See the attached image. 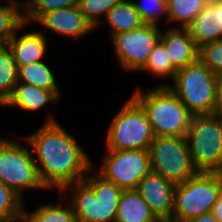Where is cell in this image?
Segmentation results:
<instances>
[{
	"mask_svg": "<svg viewBox=\"0 0 222 222\" xmlns=\"http://www.w3.org/2000/svg\"><path fill=\"white\" fill-rule=\"evenodd\" d=\"M214 113L222 116V74L217 76L216 103Z\"/></svg>",
	"mask_w": 222,
	"mask_h": 222,
	"instance_id": "cell-31",
	"label": "cell"
},
{
	"mask_svg": "<svg viewBox=\"0 0 222 222\" xmlns=\"http://www.w3.org/2000/svg\"><path fill=\"white\" fill-rule=\"evenodd\" d=\"M48 61L47 58V60L21 66L18 69V82L52 91L61 100L64 95L56 76L59 74H55L54 68L50 67L51 64H49Z\"/></svg>",
	"mask_w": 222,
	"mask_h": 222,
	"instance_id": "cell-18",
	"label": "cell"
},
{
	"mask_svg": "<svg viewBox=\"0 0 222 222\" xmlns=\"http://www.w3.org/2000/svg\"><path fill=\"white\" fill-rule=\"evenodd\" d=\"M125 101V102H124ZM105 128V150H149L155 135L142 106L130 95Z\"/></svg>",
	"mask_w": 222,
	"mask_h": 222,
	"instance_id": "cell-4",
	"label": "cell"
},
{
	"mask_svg": "<svg viewBox=\"0 0 222 222\" xmlns=\"http://www.w3.org/2000/svg\"><path fill=\"white\" fill-rule=\"evenodd\" d=\"M151 170L161 174L174 184H180L195 176L186 137H155L150 144Z\"/></svg>",
	"mask_w": 222,
	"mask_h": 222,
	"instance_id": "cell-10",
	"label": "cell"
},
{
	"mask_svg": "<svg viewBox=\"0 0 222 222\" xmlns=\"http://www.w3.org/2000/svg\"><path fill=\"white\" fill-rule=\"evenodd\" d=\"M17 219L20 222H36L26 211H24Z\"/></svg>",
	"mask_w": 222,
	"mask_h": 222,
	"instance_id": "cell-34",
	"label": "cell"
},
{
	"mask_svg": "<svg viewBox=\"0 0 222 222\" xmlns=\"http://www.w3.org/2000/svg\"><path fill=\"white\" fill-rule=\"evenodd\" d=\"M18 83V67L9 48L0 53V108Z\"/></svg>",
	"mask_w": 222,
	"mask_h": 222,
	"instance_id": "cell-25",
	"label": "cell"
},
{
	"mask_svg": "<svg viewBox=\"0 0 222 222\" xmlns=\"http://www.w3.org/2000/svg\"><path fill=\"white\" fill-rule=\"evenodd\" d=\"M145 24L132 0H122L114 6L106 15L105 19L96 28H102V25H107L109 29L107 34L110 38L114 34L131 31Z\"/></svg>",
	"mask_w": 222,
	"mask_h": 222,
	"instance_id": "cell-19",
	"label": "cell"
},
{
	"mask_svg": "<svg viewBox=\"0 0 222 222\" xmlns=\"http://www.w3.org/2000/svg\"><path fill=\"white\" fill-rule=\"evenodd\" d=\"M96 163L93 161L94 169L122 189H136L140 180L151 171L149 150H105L101 165Z\"/></svg>",
	"mask_w": 222,
	"mask_h": 222,
	"instance_id": "cell-11",
	"label": "cell"
},
{
	"mask_svg": "<svg viewBox=\"0 0 222 222\" xmlns=\"http://www.w3.org/2000/svg\"><path fill=\"white\" fill-rule=\"evenodd\" d=\"M211 214L218 222H222V194L212 207Z\"/></svg>",
	"mask_w": 222,
	"mask_h": 222,
	"instance_id": "cell-32",
	"label": "cell"
},
{
	"mask_svg": "<svg viewBox=\"0 0 222 222\" xmlns=\"http://www.w3.org/2000/svg\"><path fill=\"white\" fill-rule=\"evenodd\" d=\"M218 173H219V175H220V177L222 179V168L220 169V171Z\"/></svg>",
	"mask_w": 222,
	"mask_h": 222,
	"instance_id": "cell-37",
	"label": "cell"
},
{
	"mask_svg": "<svg viewBox=\"0 0 222 222\" xmlns=\"http://www.w3.org/2000/svg\"><path fill=\"white\" fill-rule=\"evenodd\" d=\"M25 211V200L0 181V222L17 219Z\"/></svg>",
	"mask_w": 222,
	"mask_h": 222,
	"instance_id": "cell-28",
	"label": "cell"
},
{
	"mask_svg": "<svg viewBox=\"0 0 222 222\" xmlns=\"http://www.w3.org/2000/svg\"><path fill=\"white\" fill-rule=\"evenodd\" d=\"M175 187L176 184L151 170L140 180L136 190L161 222H170Z\"/></svg>",
	"mask_w": 222,
	"mask_h": 222,
	"instance_id": "cell-13",
	"label": "cell"
},
{
	"mask_svg": "<svg viewBox=\"0 0 222 222\" xmlns=\"http://www.w3.org/2000/svg\"><path fill=\"white\" fill-rule=\"evenodd\" d=\"M4 2V3H3ZM24 23L23 0L0 1V38L9 41Z\"/></svg>",
	"mask_w": 222,
	"mask_h": 222,
	"instance_id": "cell-24",
	"label": "cell"
},
{
	"mask_svg": "<svg viewBox=\"0 0 222 222\" xmlns=\"http://www.w3.org/2000/svg\"><path fill=\"white\" fill-rule=\"evenodd\" d=\"M60 100L52 91L41 89L40 87L18 82L14 88L13 94L1 106L4 108L20 110L22 113L33 114L40 112L44 108L50 109V106H58ZM18 108V109H17Z\"/></svg>",
	"mask_w": 222,
	"mask_h": 222,
	"instance_id": "cell-16",
	"label": "cell"
},
{
	"mask_svg": "<svg viewBox=\"0 0 222 222\" xmlns=\"http://www.w3.org/2000/svg\"><path fill=\"white\" fill-rule=\"evenodd\" d=\"M139 72L151 75L152 79H158L160 83H156L155 86H168L170 81L174 80L177 69L173 66L164 44L159 41L150 53L147 63ZM164 80H166L165 83Z\"/></svg>",
	"mask_w": 222,
	"mask_h": 222,
	"instance_id": "cell-22",
	"label": "cell"
},
{
	"mask_svg": "<svg viewBox=\"0 0 222 222\" xmlns=\"http://www.w3.org/2000/svg\"><path fill=\"white\" fill-rule=\"evenodd\" d=\"M199 60L214 74H222V39L208 42L199 48Z\"/></svg>",
	"mask_w": 222,
	"mask_h": 222,
	"instance_id": "cell-30",
	"label": "cell"
},
{
	"mask_svg": "<svg viewBox=\"0 0 222 222\" xmlns=\"http://www.w3.org/2000/svg\"><path fill=\"white\" fill-rule=\"evenodd\" d=\"M168 26L188 27L210 0H166Z\"/></svg>",
	"mask_w": 222,
	"mask_h": 222,
	"instance_id": "cell-23",
	"label": "cell"
},
{
	"mask_svg": "<svg viewBox=\"0 0 222 222\" xmlns=\"http://www.w3.org/2000/svg\"><path fill=\"white\" fill-rule=\"evenodd\" d=\"M79 0H23L24 22L33 25L45 13L78 6Z\"/></svg>",
	"mask_w": 222,
	"mask_h": 222,
	"instance_id": "cell-26",
	"label": "cell"
},
{
	"mask_svg": "<svg viewBox=\"0 0 222 222\" xmlns=\"http://www.w3.org/2000/svg\"><path fill=\"white\" fill-rule=\"evenodd\" d=\"M188 29L199 48L222 39V0H210Z\"/></svg>",
	"mask_w": 222,
	"mask_h": 222,
	"instance_id": "cell-17",
	"label": "cell"
},
{
	"mask_svg": "<svg viewBox=\"0 0 222 222\" xmlns=\"http://www.w3.org/2000/svg\"><path fill=\"white\" fill-rule=\"evenodd\" d=\"M186 222H218L211 213L203 214L198 217H194Z\"/></svg>",
	"mask_w": 222,
	"mask_h": 222,
	"instance_id": "cell-33",
	"label": "cell"
},
{
	"mask_svg": "<svg viewBox=\"0 0 222 222\" xmlns=\"http://www.w3.org/2000/svg\"><path fill=\"white\" fill-rule=\"evenodd\" d=\"M168 87L192 115L214 113L217 75L199 59L177 70Z\"/></svg>",
	"mask_w": 222,
	"mask_h": 222,
	"instance_id": "cell-6",
	"label": "cell"
},
{
	"mask_svg": "<svg viewBox=\"0 0 222 222\" xmlns=\"http://www.w3.org/2000/svg\"><path fill=\"white\" fill-rule=\"evenodd\" d=\"M6 137H0V181L23 199L28 191L49 192L40 180L29 143L23 136L22 142Z\"/></svg>",
	"mask_w": 222,
	"mask_h": 222,
	"instance_id": "cell-5",
	"label": "cell"
},
{
	"mask_svg": "<svg viewBox=\"0 0 222 222\" xmlns=\"http://www.w3.org/2000/svg\"><path fill=\"white\" fill-rule=\"evenodd\" d=\"M123 190L92 167L83 181L67 185L60 193L72 205L77 222H116Z\"/></svg>",
	"mask_w": 222,
	"mask_h": 222,
	"instance_id": "cell-2",
	"label": "cell"
},
{
	"mask_svg": "<svg viewBox=\"0 0 222 222\" xmlns=\"http://www.w3.org/2000/svg\"><path fill=\"white\" fill-rule=\"evenodd\" d=\"M1 222H20L18 219L10 220V221H1Z\"/></svg>",
	"mask_w": 222,
	"mask_h": 222,
	"instance_id": "cell-36",
	"label": "cell"
},
{
	"mask_svg": "<svg viewBox=\"0 0 222 222\" xmlns=\"http://www.w3.org/2000/svg\"><path fill=\"white\" fill-rule=\"evenodd\" d=\"M186 138L196 170L218 173L222 168V116L193 115Z\"/></svg>",
	"mask_w": 222,
	"mask_h": 222,
	"instance_id": "cell-7",
	"label": "cell"
},
{
	"mask_svg": "<svg viewBox=\"0 0 222 222\" xmlns=\"http://www.w3.org/2000/svg\"><path fill=\"white\" fill-rule=\"evenodd\" d=\"M59 195L55 203L53 202H42L33 210L26 207L25 211L36 221V222H77L76 215L70 202L63 196L62 193L57 192ZM61 197V198H60ZM28 210H31L28 211Z\"/></svg>",
	"mask_w": 222,
	"mask_h": 222,
	"instance_id": "cell-21",
	"label": "cell"
},
{
	"mask_svg": "<svg viewBox=\"0 0 222 222\" xmlns=\"http://www.w3.org/2000/svg\"><path fill=\"white\" fill-rule=\"evenodd\" d=\"M145 24L168 26L166 0H132ZM163 21V22H162ZM164 23V24H163Z\"/></svg>",
	"mask_w": 222,
	"mask_h": 222,
	"instance_id": "cell-27",
	"label": "cell"
},
{
	"mask_svg": "<svg viewBox=\"0 0 222 222\" xmlns=\"http://www.w3.org/2000/svg\"><path fill=\"white\" fill-rule=\"evenodd\" d=\"M116 222H161L136 189H124L116 215Z\"/></svg>",
	"mask_w": 222,
	"mask_h": 222,
	"instance_id": "cell-20",
	"label": "cell"
},
{
	"mask_svg": "<svg viewBox=\"0 0 222 222\" xmlns=\"http://www.w3.org/2000/svg\"><path fill=\"white\" fill-rule=\"evenodd\" d=\"M29 25L24 22L8 41V48L13 53L18 69L21 66L47 60L46 58H48L46 55L50 49L48 47L51 45V42L48 43L50 41L49 37L47 38V34L36 28L35 30L28 29Z\"/></svg>",
	"mask_w": 222,
	"mask_h": 222,
	"instance_id": "cell-14",
	"label": "cell"
},
{
	"mask_svg": "<svg viewBox=\"0 0 222 222\" xmlns=\"http://www.w3.org/2000/svg\"><path fill=\"white\" fill-rule=\"evenodd\" d=\"M122 0H79L78 6L85 18L96 29L107 13Z\"/></svg>",
	"mask_w": 222,
	"mask_h": 222,
	"instance_id": "cell-29",
	"label": "cell"
},
{
	"mask_svg": "<svg viewBox=\"0 0 222 222\" xmlns=\"http://www.w3.org/2000/svg\"><path fill=\"white\" fill-rule=\"evenodd\" d=\"M131 94L145 110L155 137H186L193 115L168 86H136Z\"/></svg>",
	"mask_w": 222,
	"mask_h": 222,
	"instance_id": "cell-3",
	"label": "cell"
},
{
	"mask_svg": "<svg viewBox=\"0 0 222 222\" xmlns=\"http://www.w3.org/2000/svg\"><path fill=\"white\" fill-rule=\"evenodd\" d=\"M221 193L222 179L219 173L198 172L184 183L176 184L170 222H186L211 213Z\"/></svg>",
	"mask_w": 222,
	"mask_h": 222,
	"instance_id": "cell-8",
	"label": "cell"
},
{
	"mask_svg": "<svg viewBox=\"0 0 222 222\" xmlns=\"http://www.w3.org/2000/svg\"><path fill=\"white\" fill-rule=\"evenodd\" d=\"M162 27L143 24L131 31L112 35L109 40L117 65L126 74H136L147 63L150 53L161 40ZM134 72V73H132Z\"/></svg>",
	"mask_w": 222,
	"mask_h": 222,
	"instance_id": "cell-9",
	"label": "cell"
},
{
	"mask_svg": "<svg viewBox=\"0 0 222 222\" xmlns=\"http://www.w3.org/2000/svg\"><path fill=\"white\" fill-rule=\"evenodd\" d=\"M162 28L160 41L177 70L199 59V47L191 37L188 27L163 26Z\"/></svg>",
	"mask_w": 222,
	"mask_h": 222,
	"instance_id": "cell-15",
	"label": "cell"
},
{
	"mask_svg": "<svg viewBox=\"0 0 222 222\" xmlns=\"http://www.w3.org/2000/svg\"><path fill=\"white\" fill-rule=\"evenodd\" d=\"M41 126L23 136L29 143L40 180L52 192H61L67 185L83 181L93 167L85 147L49 111Z\"/></svg>",
	"mask_w": 222,
	"mask_h": 222,
	"instance_id": "cell-1",
	"label": "cell"
},
{
	"mask_svg": "<svg viewBox=\"0 0 222 222\" xmlns=\"http://www.w3.org/2000/svg\"><path fill=\"white\" fill-rule=\"evenodd\" d=\"M42 33H53L55 36L66 37L70 42L83 41L89 34L93 35L96 29L85 18V15L80 11L79 6L69 8H59L43 14L36 22ZM49 30V31H48ZM74 40V41H73Z\"/></svg>",
	"mask_w": 222,
	"mask_h": 222,
	"instance_id": "cell-12",
	"label": "cell"
},
{
	"mask_svg": "<svg viewBox=\"0 0 222 222\" xmlns=\"http://www.w3.org/2000/svg\"><path fill=\"white\" fill-rule=\"evenodd\" d=\"M8 48V41L0 38V53Z\"/></svg>",
	"mask_w": 222,
	"mask_h": 222,
	"instance_id": "cell-35",
	"label": "cell"
}]
</instances>
